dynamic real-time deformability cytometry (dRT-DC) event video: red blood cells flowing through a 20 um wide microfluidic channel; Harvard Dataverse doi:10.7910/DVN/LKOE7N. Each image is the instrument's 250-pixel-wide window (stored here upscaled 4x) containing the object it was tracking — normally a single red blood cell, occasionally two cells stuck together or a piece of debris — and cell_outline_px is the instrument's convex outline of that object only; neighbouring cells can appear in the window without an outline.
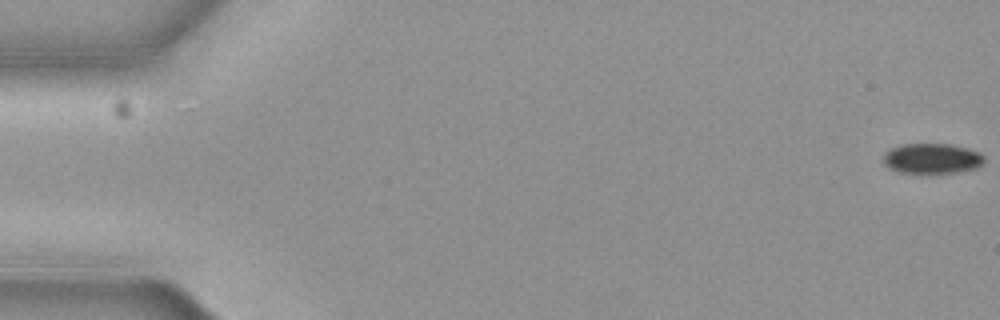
{"species": "common noctule bat (a hibernating species)", "species_latin": "Nyctalus noctula", "temperature_condition": "cold", "stored_images_in_passage": 6, "segment_of_instrument_passage": [2, 2], "camera_frame_rate_fps": 3000, "um_per_image_px": 0.085, "animal": {"sex": "female", "body_mass_g": 19.3, "forearm_length_mm": 54.1}, "frame": {"image": 1, "passage_image": 6, "time_ms": 1.667, "image_size_px": [1000, 320], "cell_outline_px": [[984, 160], [976, 168], [956, 172], [900, 172], [888, 168], [884, 164], [884, 156], [892, 148], [904, 144], [948, 144], [968, 148], [980, 152], [984, 156]], "centroid_in_image_um": [79.24, 13.46], "position_along_channel_um": 5.8, "area_um2": 17.4}}